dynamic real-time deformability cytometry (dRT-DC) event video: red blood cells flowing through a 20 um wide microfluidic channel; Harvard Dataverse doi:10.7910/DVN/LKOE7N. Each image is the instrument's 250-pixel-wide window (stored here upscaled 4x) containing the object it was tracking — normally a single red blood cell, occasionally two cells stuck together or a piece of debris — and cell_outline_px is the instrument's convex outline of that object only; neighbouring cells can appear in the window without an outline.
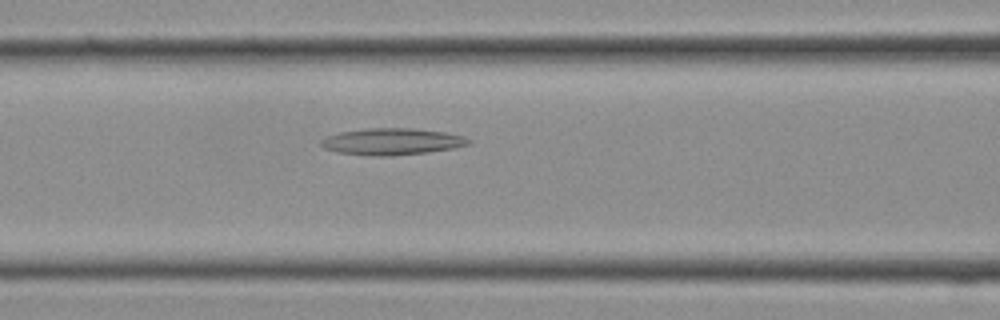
{"species": "Egyptian fruit bat (a non-hibernating species)", "species_latin": "Rousettus aegyptiacus", "temperature_condition": "cold", "stored_images_in_passage": 13, "camera_frame_rate_fps": 3000, "um_per_image_px": 0.085, "frame": {"image": 1, "passage_image": 11, "time_ms": 3.333, "image_size_px": [1000, 320], "cell_outline_px": [[472, 140], [468, 144], [452, 148], [428, 152], [392, 156], [372, 156], [336, 152], [324, 148], [320, 144], [320, 140], [324, 136], [340, 132], [368, 128], [412, 128], [444, 132], [464, 136]], "centroid_in_image_um": [33.27, 12.03], "position_along_channel_um": 133.3, "area_um2": 23.0}}
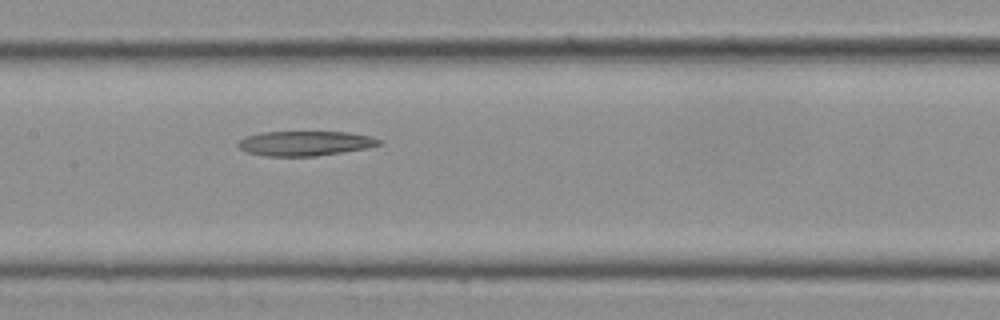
{"frame": {"image": 2, "passage_image": 13, "time_ms": 4.0, "image_size_px": [1000, 320], "cell_outline_px": [[384, 144], [368, 148], [316, 156], [264, 156], [248, 152], [240, 148], [236, 144], [236, 140], [244, 136], [264, 132], [348, 132], [372, 136], [384, 140]], "centroid_in_image_um": [25.96, 12.18], "position_along_channel_um": 181.4, "area_um2": 20.63}}